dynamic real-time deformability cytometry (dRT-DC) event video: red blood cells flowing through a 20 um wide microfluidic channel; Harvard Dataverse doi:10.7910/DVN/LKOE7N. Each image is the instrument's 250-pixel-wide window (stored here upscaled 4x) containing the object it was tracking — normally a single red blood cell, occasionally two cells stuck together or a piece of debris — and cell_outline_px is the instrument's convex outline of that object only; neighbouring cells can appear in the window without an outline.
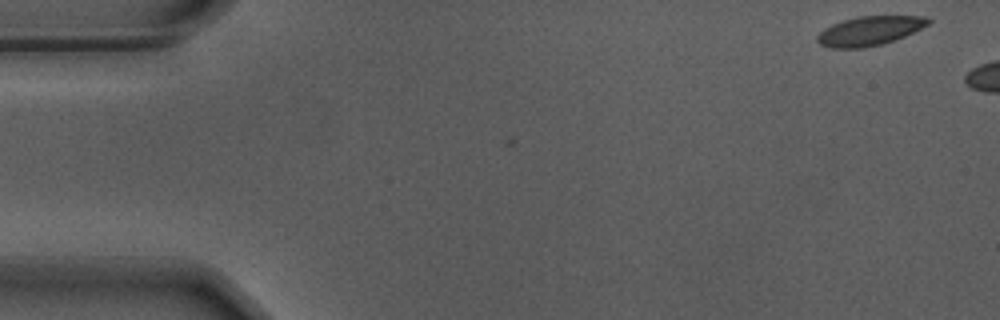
{"species": "Egyptian fruit bat (a non-hibernating species)", "species_latin": "Rousettus aegyptiacus", "temperature_condition": "warm", "stored_images_in_passage": 5, "camera_frame_rate_fps": 3000, "um_per_image_px": 0.085, "animal": {"sex": "male"}, "frame": {"image": 1, "passage_image": 1, "time_ms": 0.0, "image_size_px": [1000, 320], "cell_outline_px": [[932, 20], [928, 24], [904, 36], [880, 44], [864, 48], [832, 48], [820, 44], [816, 40], [816, 36], [824, 28], [832, 24], [856, 16], [924, 16]], "centroid_in_image_um": [73.87, 2.62], "position_along_channel_um": 11.1, "area_um2": 18.67}}